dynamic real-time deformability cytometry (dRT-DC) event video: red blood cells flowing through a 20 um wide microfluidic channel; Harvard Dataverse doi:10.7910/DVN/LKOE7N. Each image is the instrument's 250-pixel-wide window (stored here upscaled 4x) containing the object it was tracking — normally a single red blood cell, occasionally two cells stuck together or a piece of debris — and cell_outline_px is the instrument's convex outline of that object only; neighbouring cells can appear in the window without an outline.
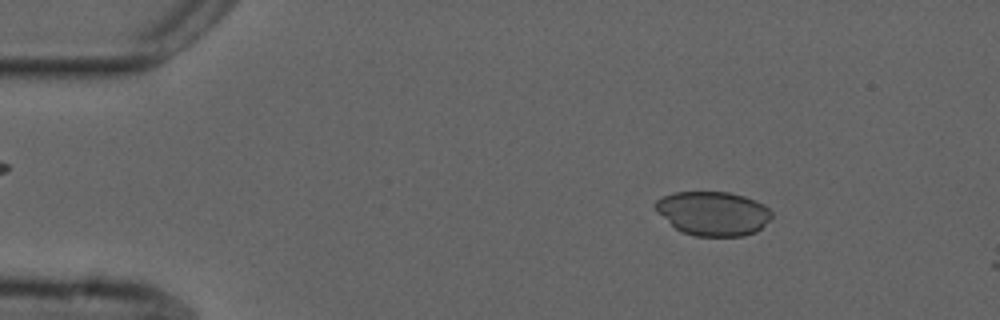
{"species": "common noctule bat (a hibernating species)", "species_latin": "Nyctalus noctula", "temperature_condition": "cold", "stored_images_in_passage": 9, "camera_frame_rate_fps": 3000, "um_per_image_px": 0.085, "animal": {"sex": "male", "forearm_length_mm": 52.5}, "frame": {"image": 1, "passage_image": 7, "time_ms": 2.0, "image_size_px": [1000, 320], "cell_outline_px": [[772, 216], [756, 232], [744, 236], [696, 236], [680, 232], [656, 212], [652, 204], [660, 196], [676, 192], [728, 192], [744, 196], [756, 200], [764, 204], [772, 212]], "centroid_in_image_um": [60.57, 18.14], "position_along_channel_um": 24.4, "area_um2": 30.17}}